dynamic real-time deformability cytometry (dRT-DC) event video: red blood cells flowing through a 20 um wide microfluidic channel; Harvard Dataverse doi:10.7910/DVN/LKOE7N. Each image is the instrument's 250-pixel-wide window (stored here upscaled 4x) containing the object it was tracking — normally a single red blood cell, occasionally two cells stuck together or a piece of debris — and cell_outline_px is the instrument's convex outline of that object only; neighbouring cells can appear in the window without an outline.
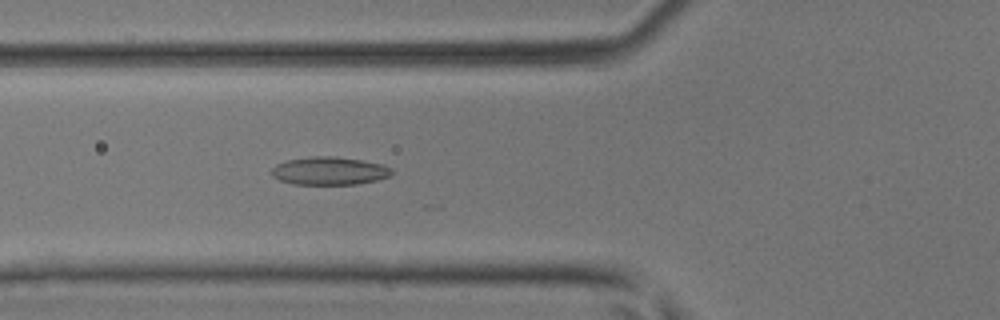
{"species": "common noctule bat (a hibernating species)", "species_latin": "Nyctalus noctula", "temperature_condition": "room temperature", "stored_images_in_passage": 15, "camera_frame_rate_fps": 3000, "um_per_image_px": 0.085, "animal": {"sex": "male", "body_mass_g": 17.9, "forearm_length_mm": 54.2}, "frame": {"image": 1, "passage_image": 6, "time_ms": 1.667, "image_size_px": [1000, 320], "cell_outline_px": [[392, 176], [376, 180], [356, 184], [292, 184], [280, 180], [272, 176], [272, 168], [276, 164], [288, 160], [312, 156], [332, 156], [360, 160], [384, 164], [392, 168]], "centroid_in_image_um": [28.02, 14.52], "position_along_channel_um": 97.8, "area_um2": 19.59}}
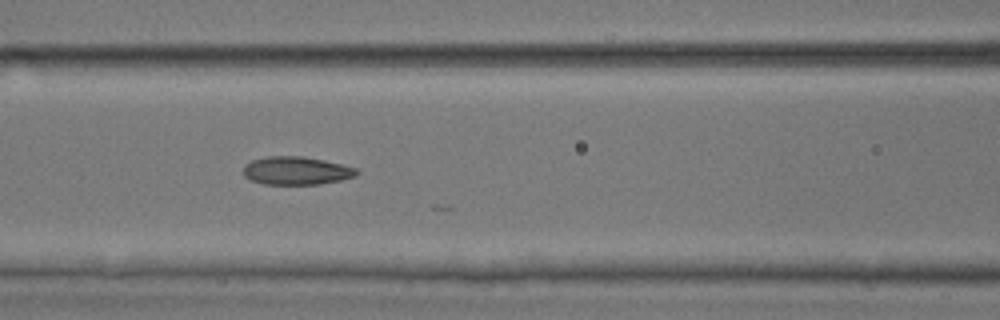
{"frame": {"image": 2, "passage_image": 9, "time_ms": 2.667, "image_size_px": [1000, 320], "cell_outline_px": [[360, 172], [356, 176], [340, 180], [320, 184], [264, 184], [252, 180], [244, 176], [244, 164], [252, 160], [268, 156], [304, 156], [324, 160], [356, 168]], "centroid_in_image_um": [25.19, 14.5], "position_along_channel_um": 141.4, "area_um2": 18.55}}
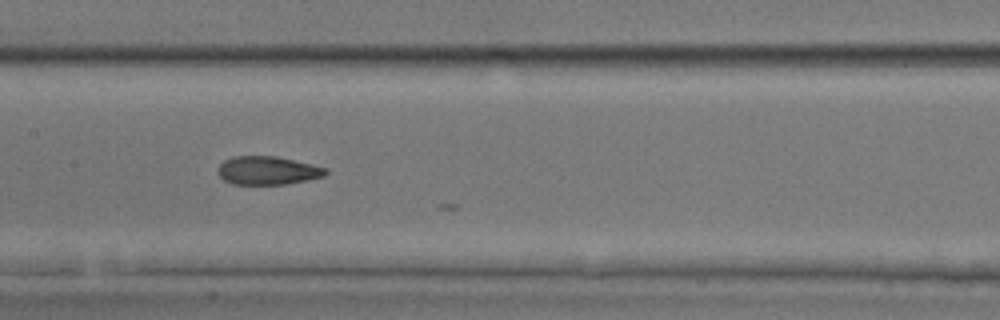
{"frame": {"image": 3, "passage_image": 12, "time_ms": 3.667, "image_size_px": [1000, 320], "cell_outline_px": [[328, 172], [324, 176], [308, 180], [284, 184], [232, 184], [224, 180], [216, 172], [216, 168], [224, 160], [232, 156], [276, 156], [312, 164], [328, 168]], "centroid_in_image_um": [22.73, 14.49], "position_along_channel_um": 184.7, "area_um2": 17.98}}